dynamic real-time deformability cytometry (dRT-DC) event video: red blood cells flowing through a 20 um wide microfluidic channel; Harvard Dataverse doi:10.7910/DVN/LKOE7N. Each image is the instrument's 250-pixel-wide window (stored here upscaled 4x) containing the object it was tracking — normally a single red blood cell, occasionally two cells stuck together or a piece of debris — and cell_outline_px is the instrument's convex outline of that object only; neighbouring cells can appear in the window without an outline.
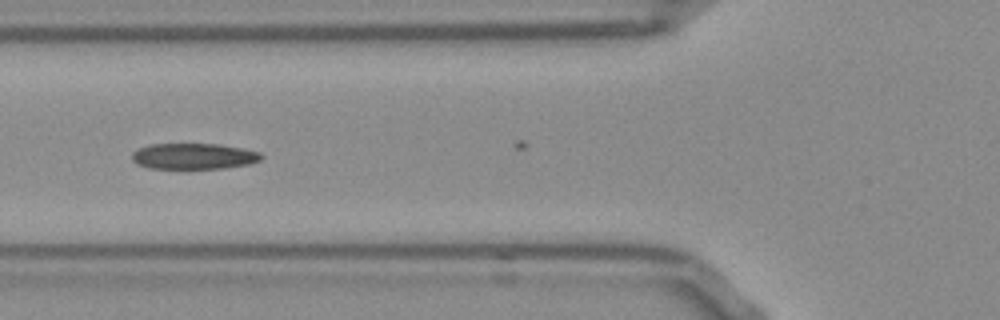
{"species": "Egyptian fruit bat (a non-hibernating species)", "species_latin": "Rousettus aegyptiacus", "temperature_condition": "room temperature", "stored_images_in_passage": 8, "camera_frame_rate_fps": 3000, "um_per_image_px": 0.085, "frame": {"image": 1, "passage_image": 3, "time_ms": 0.667, "image_size_px": [1000, 320], "cell_outline_px": [[264, 156], [260, 160], [248, 164], [220, 168], [152, 168], [140, 164], [132, 160], [132, 152], [136, 148], [148, 144], [220, 144], [244, 148], [260, 152]], "centroid_in_image_um": [16.47, 13.26], "position_along_channel_um": 109.3, "area_um2": 19.48}}
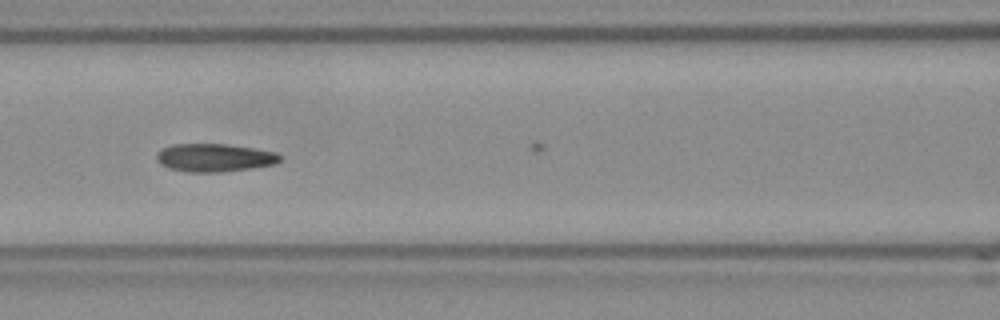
{"frame": {"image": 2, "passage_image": 6, "time_ms": 1.667, "image_size_px": [1000, 320], "cell_outline_px": [[280, 160], [276, 164], [224, 172], [188, 172], [168, 168], [160, 164], [156, 160], [156, 156], [164, 148], [172, 144], [224, 144], [252, 148], [276, 152], [280, 156]], "centroid_in_image_um": [18.22, 13.41], "position_along_channel_um": 148.4, "area_um2": 20.06}}